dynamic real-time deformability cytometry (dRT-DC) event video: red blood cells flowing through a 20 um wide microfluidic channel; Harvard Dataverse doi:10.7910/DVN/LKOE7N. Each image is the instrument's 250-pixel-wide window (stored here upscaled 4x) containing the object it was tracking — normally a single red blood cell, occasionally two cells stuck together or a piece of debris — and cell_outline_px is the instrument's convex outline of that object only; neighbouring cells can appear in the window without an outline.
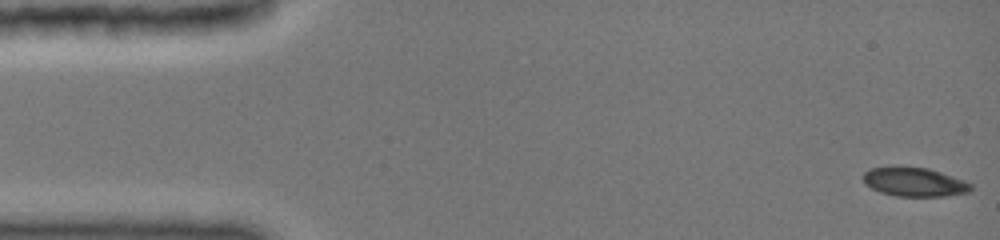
{"species": "common noctule bat (a hibernating species)", "species_latin": "Nyctalus noctula", "temperature_condition": "cold", "stored_images_in_passage": 62, "camera_frame_rate_fps": 3000, "um_per_image_px": 0.085, "animal": {"sex": "female", "body_mass_g": 19.0, "forearm_length_mm": 51.5}, "frame": {"image": 1, "passage_image": 1, "time_ms": 0.0, "image_size_px": [1000, 240], "cell_outline_px": [[972, 188], [968, 192], [944, 196], [896, 196], [880, 192], [864, 184], [860, 176], [864, 172], [872, 168], [928, 168], [964, 180], [972, 184]], "centroid_in_image_um": [77.7, 15.49], "position_along_channel_um": 7.3, "area_um2": 17.86}}
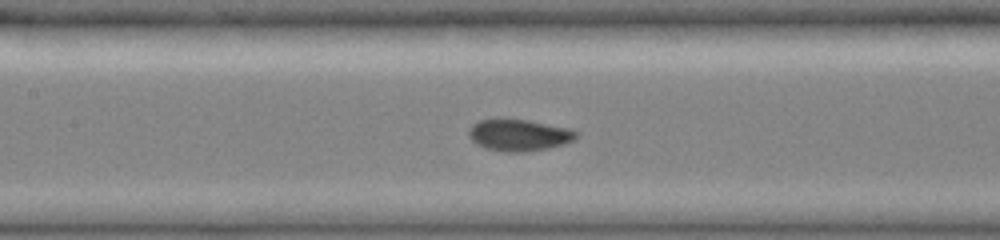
{"frame": {"image": 2, "passage_image": 26, "time_ms": 7.0, "image_size_px": [1000, 240], "cell_outline_px": [[576, 136], [572, 140], [564, 144], [548, 148], [528, 152], [508, 152], [488, 148], [472, 140], [468, 136], [468, 132], [472, 124], [480, 120], [528, 120], [568, 128], [576, 132]], "centroid_in_image_um": [44.12, 11.49], "position_along_channel_um": 163.3, "area_um2": 19.31}}
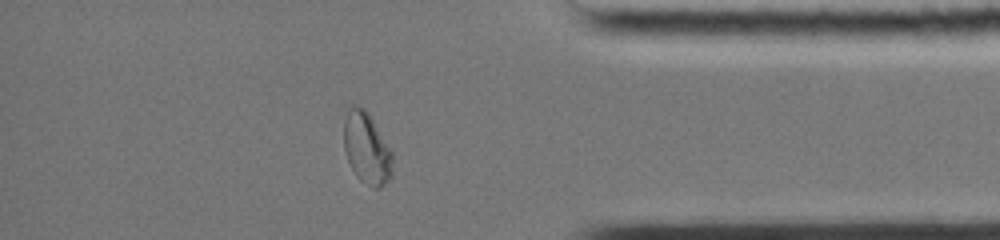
{"frame": {"image": 3, "passage_image": 51, "time_ms": 13.333, "image_size_px": [1000, 240], "cell_outline_px": [[392, 176], [380, 188], [376, 188], [360, 180], [356, 176], [348, 160], [344, 148], [344, 120], [348, 108], [352, 104], [356, 104], [364, 108], [372, 116], [392, 152]], "centroid_in_image_um": [31.17, 12.55], "position_along_channel_um": 404.0, "area_um2": 20.46}}